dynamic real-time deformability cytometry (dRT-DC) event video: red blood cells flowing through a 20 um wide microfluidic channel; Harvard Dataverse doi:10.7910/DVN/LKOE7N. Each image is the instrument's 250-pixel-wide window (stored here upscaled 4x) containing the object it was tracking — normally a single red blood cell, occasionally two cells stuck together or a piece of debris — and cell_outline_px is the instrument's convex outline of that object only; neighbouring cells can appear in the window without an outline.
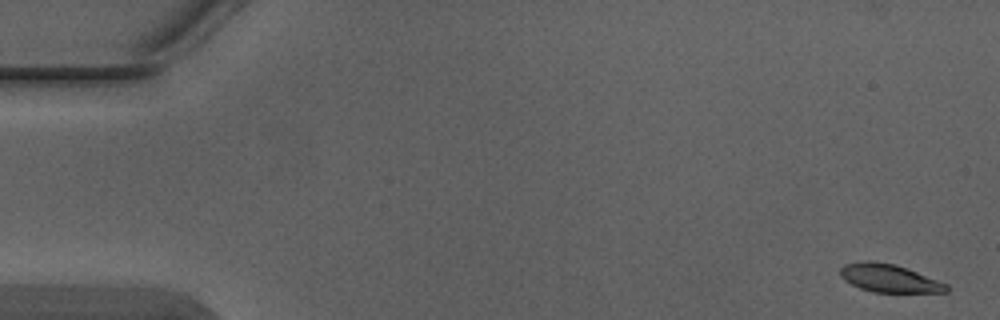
{"species": "Egyptian fruit bat (a non-hibernating species)", "species_latin": "Rousettus aegyptiacus", "temperature_condition": "warm", "stored_images_in_passage": 4, "camera_frame_rate_fps": 3000, "um_per_image_px": 0.085, "animal": {"sex": "male"}, "frame": {"image": 1, "passage_image": 1, "time_ms": 0.0, "image_size_px": [1000, 320], "cell_outline_px": [[948, 292], [872, 292], [860, 288], [844, 280], [840, 276], [840, 268], [844, 264], [868, 260], [896, 264], [948, 284]], "centroid_in_image_um": [75.56, 23.64], "position_along_channel_um": 9.4, "area_um2": 17.28}}